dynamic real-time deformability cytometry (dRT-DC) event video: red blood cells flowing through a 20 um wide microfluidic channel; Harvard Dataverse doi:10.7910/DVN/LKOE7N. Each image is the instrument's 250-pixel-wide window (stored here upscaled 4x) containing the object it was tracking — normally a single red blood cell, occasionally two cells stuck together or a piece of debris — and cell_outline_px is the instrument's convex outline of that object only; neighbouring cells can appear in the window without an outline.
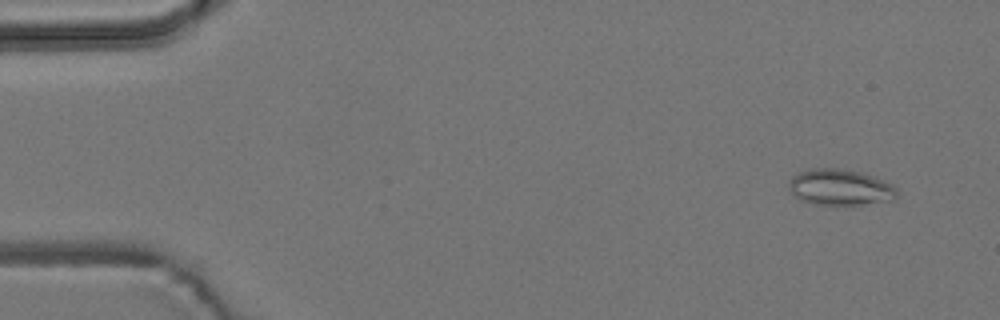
{"species": "common noctule bat (a hibernating species)", "species_latin": "Nyctalus noctula", "temperature_condition": "room temperature", "stored_images_in_passage": 5, "camera_frame_rate_fps": 3000, "um_per_image_px": 0.085, "animal": {"sex": "male", "body_mass_g": 19.2, "forearm_length_mm": 51.8}, "frame": {"image": 1, "passage_image": 2, "time_ms": 1.0, "image_size_px": [1000, 320], "cell_outline_px": [[896, 200], [860, 204], [812, 204], [800, 200], [792, 196], [788, 184], [788, 180], [792, 176], [800, 172], [812, 168], [836, 168], [860, 172], [872, 176], [892, 184], [896, 188]], "centroid_in_image_um": [71.36, 15.92], "position_along_channel_um": 13.6, "area_um2": 22.72}}